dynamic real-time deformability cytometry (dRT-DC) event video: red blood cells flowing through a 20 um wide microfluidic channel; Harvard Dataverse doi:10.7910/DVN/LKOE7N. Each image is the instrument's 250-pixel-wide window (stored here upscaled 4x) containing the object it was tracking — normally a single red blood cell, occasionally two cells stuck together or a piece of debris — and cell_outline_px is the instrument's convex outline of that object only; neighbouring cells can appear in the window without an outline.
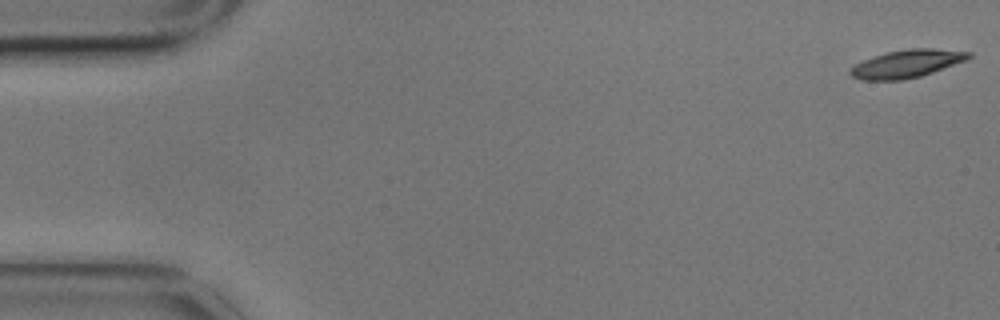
{"species": "common noctule bat (a hibernating species)", "species_latin": "Nyctalus noctula", "temperature_condition": "cold", "stored_images_in_passage": 5, "camera_frame_rate_fps": 3000, "um_per_image_px": 0.085, "animal": {"sex": "male", "body_mass_g": 17.9}, "frame": {"image": 1, "passage_image": 1, "time_ms": 0.0, "image_size_px": [1000, 320], "cell_outline_px": [[972, 56], [968, 60], [920, 76], [900, 80], [860, 80], [852, 76], [848, 72], [856, 64], [864, 60], [884, 52], [908, 48], [932, 48], [972, 52]], "centroid_in_image_um": [77.1, 5.4], "position_along_channel_um": 7.9, "area_um2": 19.25}}
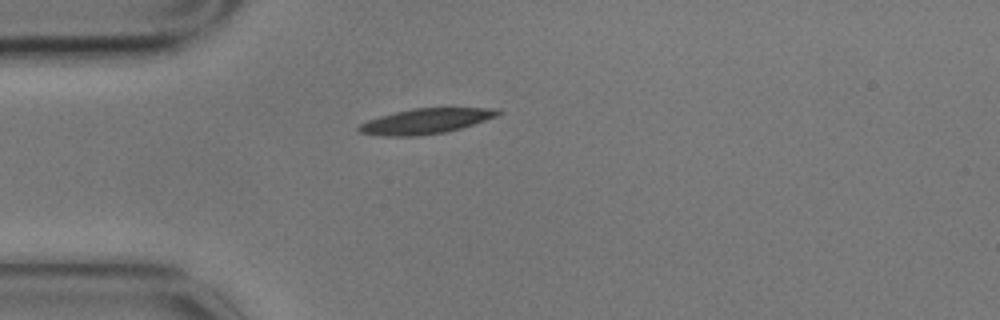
{"frame": {"image": 2, "passage_image": 5, "time_ms": 1.333, "image_size_px": [1000, 320], "cell_outline_px": [[504, 112], [496, 116], [460, 128], [444, 132], [416, 136], [380, 136], [356, 132], [356, 128], [360, 124], [368, 120], [380, 116], [412, 108], [496, 108]], "centroid_in_image_um": [36.13, 10.3], "position_along_channel_um": 48.9, "area_um2": 20.35}}